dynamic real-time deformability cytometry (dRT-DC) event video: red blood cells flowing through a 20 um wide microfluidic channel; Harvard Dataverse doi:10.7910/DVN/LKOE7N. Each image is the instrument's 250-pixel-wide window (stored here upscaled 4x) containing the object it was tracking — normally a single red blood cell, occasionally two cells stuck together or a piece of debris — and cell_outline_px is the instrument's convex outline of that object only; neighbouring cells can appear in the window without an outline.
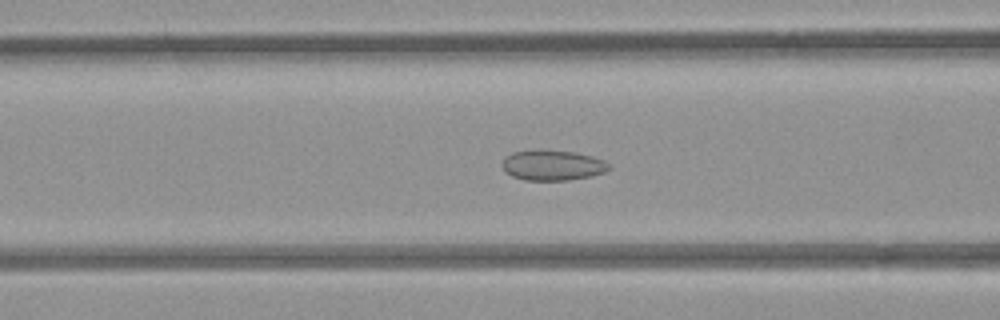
{"species": "common noctule bat (a hibernating species)", "species_latin": "Nyctalus noctula", "temperature_condition": "room temperature", "stored_images_in_passage": 39, "camera_frame_rate_fps": 3000, "um_per_image_px": 0.085, "animal": {"sex": "female", "body_mass_g": 21.9}, "frame": {"image": 1, "passage_image": 8, "time_ms": 2.333, "image_size_px": [1000, 320], "cell_outline_px": [[612, 168], [604, 172], [592, 176], [568, 180], [524, 180], [512, 176], [504, 172], [500, 164], [504, 156], [512, 152], [540, 148], [576, 152], [592, 156], [604, 160]], "centroid_in_image_um": [46.91, 14.02], "position_along_channel_um": 119.7, "area_um2": 19.48}}
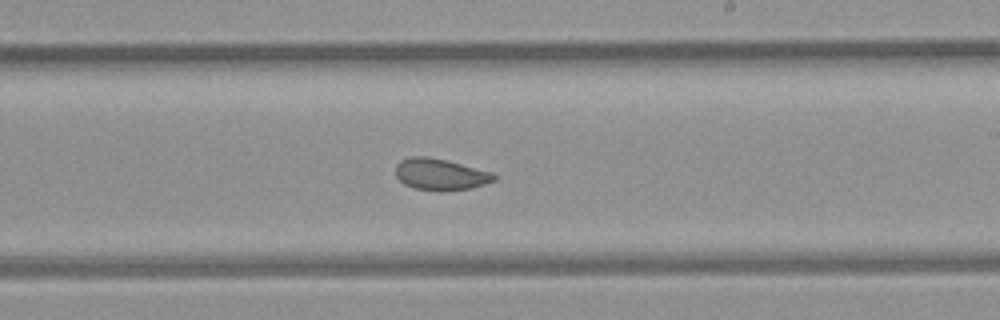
{"frame": {"image": 2, "passage_image": 18, "time_ms": 5.667, "image_size_px": [1000, 320], "cell_outline_px": [[496, 180], [472, 188], [444, 192], [440, 192], [416, 188], [404, 184], [396, 176], [396, 164], [400, 160], [412, 156], [428, 156], [448, 160], [492, 172], [496, 176]], "centroid_in_image_um": [37.44, 14.82], "position_along_channel_um": 251.6, "area_um2": 18.32}}
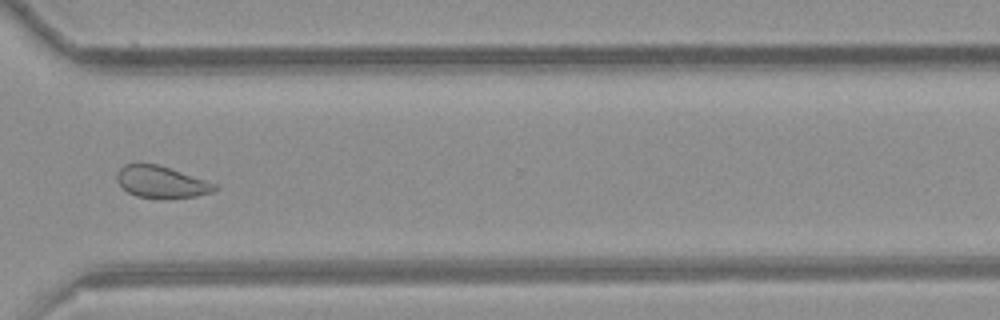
{"frame": {"image": 3, "passage_image": 26, "time_ms": 8.333, "image_size_px": [1000, 320], "cell_outline_px": [[216, 188], [212, 192], [196, 196], [164, 200], [136, 196], [128, 192], [116, 180], [116, 172], [124, 164], [156, 164], [216, 184]], "centroid_in_image_um": [13.67, 15.5], "position_along_channel_um": 356.9, "area_um2": 18.03}, "authors_computed_cell_mechanics": {"area_um2": 19.1896, "velocity_mm_per_s": 3.9576, "shape_relaxation_time_tau1_ms": null, "shape_relaxation_time_tau2_ms": 1.7862, "deformation_change_tau1": null, "deformation_change_tau2": 0.0659}}